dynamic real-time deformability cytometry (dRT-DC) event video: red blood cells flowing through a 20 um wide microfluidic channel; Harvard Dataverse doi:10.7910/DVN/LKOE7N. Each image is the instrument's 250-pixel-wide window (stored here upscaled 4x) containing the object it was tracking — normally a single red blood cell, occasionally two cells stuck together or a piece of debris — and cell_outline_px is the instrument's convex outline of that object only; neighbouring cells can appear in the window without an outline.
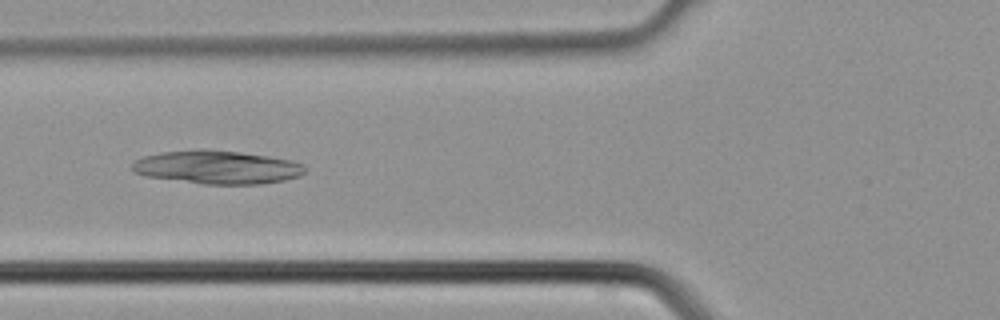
{"species": "common noctule bat (a hibernating species)", "species_latin": "Nyctalus noctula", "temperature_condition": "cold", "stored_images_in_passage": 3, "camera_frame_rate_fps": 3000, "um_per_image_px": 0.085, "animal": {"sex": "male", "body_mass_g": 21.5, "forearm_length_mm": 52.0}, "frame": {"image": 1, "passage_image": 3, "time_ms": 0.667, "image_size_px": [1000, 320], "cell_outline_px": [[308, 168], [300, 176], [284, 180], [260, 184], [204, 184], [144, 176], [136, 172], [132, 168], [132, 164], [136, 160], [144, 156], [160, 152], [196, 148], [208, 148], [240, 152], [268, 156], [292, 160], [304, 164]], "centroid_in_image_um": [18.48, 14.2], "position_along_channel_um": 107.3, "area_um2": 33.99}}